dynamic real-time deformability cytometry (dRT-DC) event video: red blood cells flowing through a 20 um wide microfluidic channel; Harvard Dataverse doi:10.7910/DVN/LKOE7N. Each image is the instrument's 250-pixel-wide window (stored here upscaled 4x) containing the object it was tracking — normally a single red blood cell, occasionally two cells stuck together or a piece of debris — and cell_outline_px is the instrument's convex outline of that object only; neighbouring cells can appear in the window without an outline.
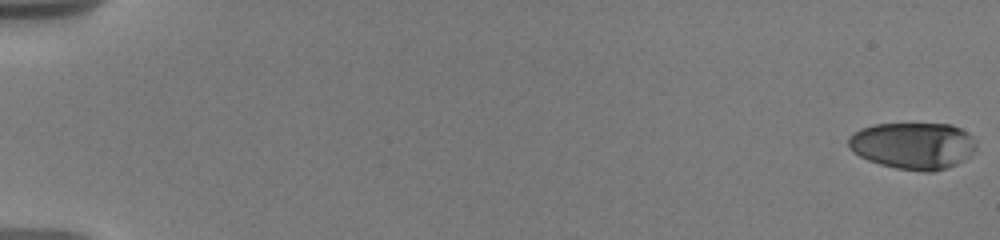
{"species": "human", "species_latin": "Homo sapiens", "temperature_condition": "warm", "stored_images_in_passage": 43, "camera_frame_rate_fps": 3000, "um_per_image_px": 0.085, "donor": {"sex": "male"}, "frame": {"image": 1, "passage_image": 1, "time_ms": 0.0, "image_size_px": [1000, 240], "cell_outline_px": [[976, 148], [964, 160], [956, 164], [932, 172], [924, 172], [896, 168], [880, 164], [868, 160], [852, 152], [848, 148], [848, 136], [852, 132], [860, 128], [876, 124], [952, 124], [968, 132], [972, 136], [976, 144]], "centroid_in_image_um": [77.58, 12.37], "position_along_channel_um": 7.4, "area_um2": 35.03}}
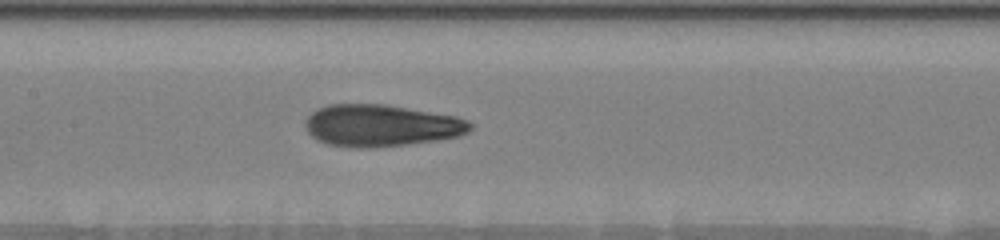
{"frame": {"image": 2, "passage_image": 30, "time_ms": 9.667, "image_size_px": [1000, 240], "cell_outline_px": [[472, 128], [468, 132], [460, 136], [436, 140], [408, 144], [372, 148], [360, 148], [328, 144], [316, 140], [308, 132], [304, 124], [304, 120], [316, 108], [328, 104], [388, 104], [456, 116], [468, 120], [472, 124]], "centroid_in_image_um": [32.38, 10.66], "position_along_channel_um": 175.0, "area_um2": 40.63}}
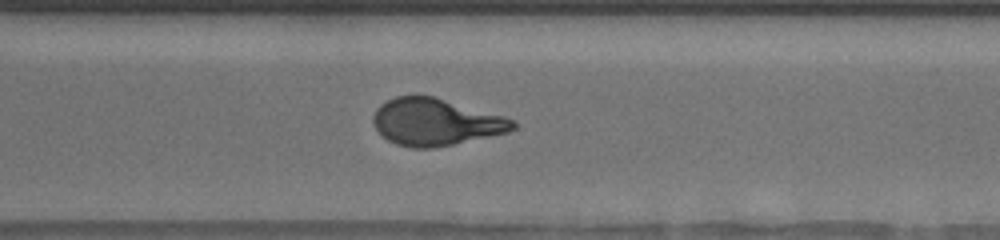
{"frame": {"image": 3, "passage_image": 43, "time_ms": 14.0, "image_size_px": [1000, 240], "cell_outline_px": [[516, 128], [508, 132], [452, 144], [432, 148], [416, 148], [396, 144], [388, 140], [376, 128], [372, 120], [372, 116], [376, 108], [380, 104], [396, 96], [432, 96], [516, 120]], "centroid_in_image_um": [37.0, 10.37], "position_along_channel_um": 333.6, "area_um2": 37.69}}